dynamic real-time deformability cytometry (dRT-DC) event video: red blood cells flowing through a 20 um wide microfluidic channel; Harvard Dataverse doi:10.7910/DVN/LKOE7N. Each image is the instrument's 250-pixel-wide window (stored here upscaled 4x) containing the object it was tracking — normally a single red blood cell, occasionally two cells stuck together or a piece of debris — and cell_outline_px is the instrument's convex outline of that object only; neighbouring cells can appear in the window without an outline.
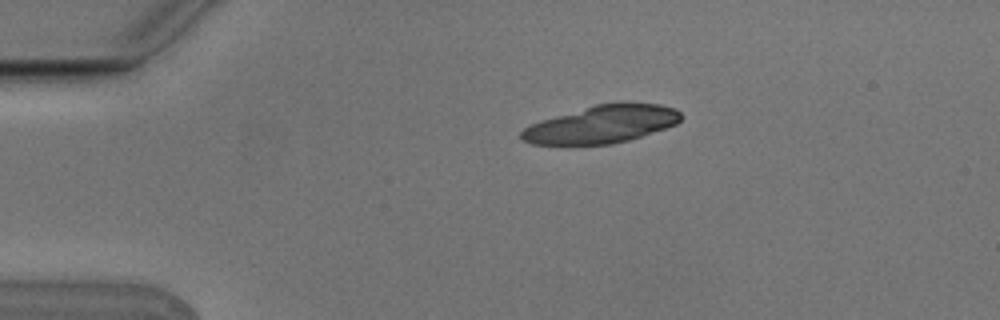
{"species": "Egyptian fruit bat (a non-hibernating species)", "species_latin": "Rousettus aegyptiacus", "temperature_condition": "cold", "stored_images_in_passage": 2, "camera_frame_rate_fps": 3000, "um_per_image_px": 0.085, "animal": {"sex": "male"}, "frame": {"image": 1, "passage_image": 1, "time_ms": 0.0, "image_size_px": [1000, 320], "cell_outline_px": [[684, 116], [676, 124], [628, 140], [612, 144], [532, 144], [524, 140], [520, 136], [520, 132], [524, 128], [540, 120], [596, 104], [620, 100], [628, 100], [660, 104], [676, 108]], "centroid_in_image_um": [51.21, 10.52], "position_along_channel_um": 33.8, "area_um2": 35.37}}